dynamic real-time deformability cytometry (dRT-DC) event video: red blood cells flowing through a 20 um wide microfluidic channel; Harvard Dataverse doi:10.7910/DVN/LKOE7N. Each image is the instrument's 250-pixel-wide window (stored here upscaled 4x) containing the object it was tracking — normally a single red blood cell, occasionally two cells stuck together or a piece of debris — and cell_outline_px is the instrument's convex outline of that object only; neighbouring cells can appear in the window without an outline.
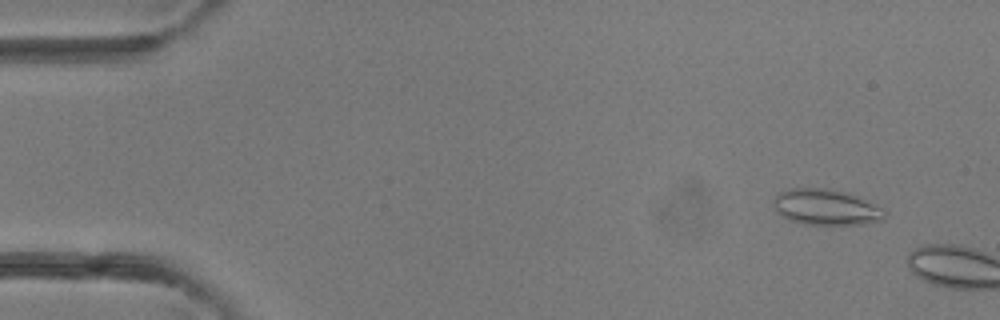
{"species": "common noctule bat (a hibernating species)", "species_latin": "Nyctalus noctula", "temperature_condition": "room temperature", "stored_images_in_passage": 5, "camera_frame_rate_fps": 3000, "um_per_image_px": 0.085, "animal": {"sex": "female"}, "frame": {"image": 1, "passage_image": 1, "time_ms": 0.0, "image_size_px": [1000, 320], "cell_outline_px": [[888, 216], [880, 220], [860, 224], [804, 224], [788, 220], [776, 212], [772, 200], [780, 192], [792, 188], [828, 188], [848, 192], [884, 208], [888, 212]], "centroid_in_image_um": [70.22, 17.6], "position_along_channel_um": 14.8, "area_um2": 23.41}}